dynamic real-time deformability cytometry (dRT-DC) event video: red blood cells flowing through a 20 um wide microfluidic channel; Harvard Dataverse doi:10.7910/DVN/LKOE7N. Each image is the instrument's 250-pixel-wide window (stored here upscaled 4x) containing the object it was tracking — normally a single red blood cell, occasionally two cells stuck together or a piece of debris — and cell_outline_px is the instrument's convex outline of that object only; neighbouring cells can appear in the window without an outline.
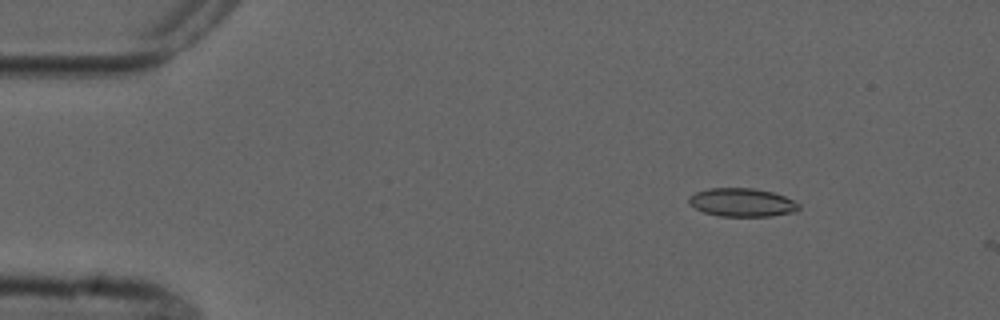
{"species": "common noctule bat (a hibernating species)", "species_latin": "Nyctalus noctula", "temperature_condition": "cold", "stored_images_in_passage": 4, "camera_frame_rate_fps": 3000, "um_per_image_px": 0.085, "animal": {"sex": "male", "forearm_length_mm": 52.5}, "frame": {"image": 1, "passage_image": 3, "time_ms": 2.333, "image_size_px": [1000, 320], "cell_outline_px": [[800, 208], [796, 212], [772, 216], [720, 216], [704, 212], [696, 208], [688, 200], [688, 196], [696, 192], [708, 188], [752, 188], [772, 192], [784, 196], [800, 204]], "centroid_in_image_um": [63.09, 17.21], "position_along_channel_um": 21.9, "area_um2": 18.15}}